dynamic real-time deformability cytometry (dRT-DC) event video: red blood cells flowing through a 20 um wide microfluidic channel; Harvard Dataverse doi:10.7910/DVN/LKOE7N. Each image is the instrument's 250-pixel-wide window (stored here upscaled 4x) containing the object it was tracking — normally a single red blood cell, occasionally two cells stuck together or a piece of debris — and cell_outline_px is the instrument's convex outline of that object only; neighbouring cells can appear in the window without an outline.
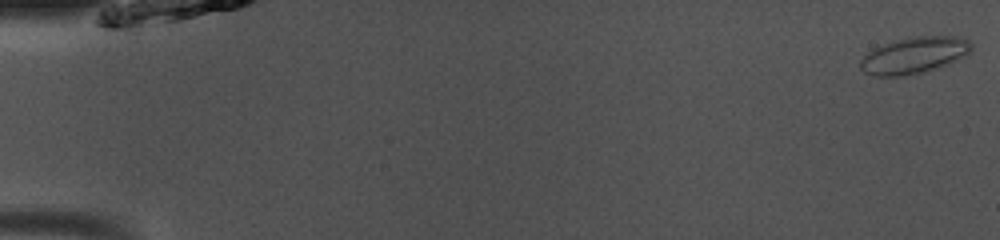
{"species": "common noctule bat (a hibernating species)", "species_latin": "Nyctalus noctula", "temperature_condition": "room temperature", "stored_images_in_passage": 50, "camera_frame_rate_fps": 3000, "um_per_image_px": 0.085, "animal": {"sex": "male", "body_mass_g": 13.0, "forearm_length_mm": 53.1}, "frame": {"image": 1, "passage_image": 1, "time_ms": 0.0, "image_size_px": [1000, 240], "cell_outline_px": [[972, 48], [964, 56], [948, 64], [936, 68], [904, 76], [872, 76], [864, 72], [860, 68], [860, 60], [868, 52], [876, 48], [908, 36], [952, 36], [968, 40], [972, 44]], "centroid_in_image_um": [77.69, 4.7], "position_along_channel_um": 7.3, "area_um2": 23.29}}
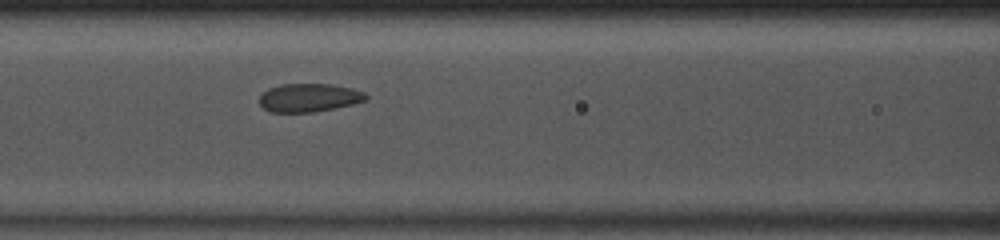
{"frame": {"image": 2, "passage_image": 22, "time_ms": 7.0, "image_size_px": [1000, 240], "cell_outline_px": [[368, 100], [352, 104], [312, 112], [272, 112], [264, 108], [260, 104], [260, 96], [268, 88], [280, 84], [332, 84], [352, 88], [364, 92], [368, 96]], "centroid_in_image_um": [26.28, 8.29], "position_along_channel_um": 140.3, "area_um2": 17.51}}
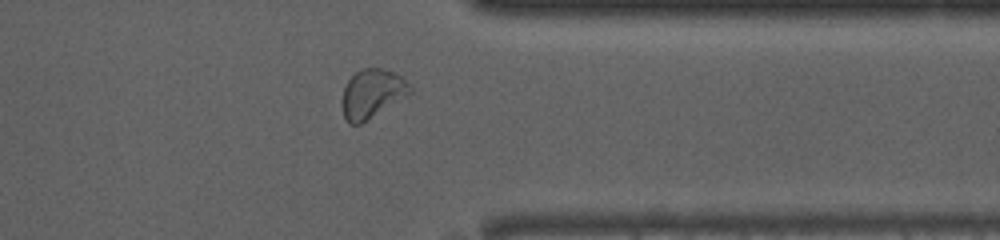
{"frame": {"image": 3, "passage_image": 40, "time_ms": 13.0, "image_size_px": [1000, 240], "cell_outline_px": [[412, 92], [360, 124], [348, 124], [344, 120], [340, 104], [344, 88], [348, 80], [360, 68], [380, 68], [392, 72], [400, 76], [412, 88]], "centroid_in_image_um": [31.56, 7.97], "position_along_channel_um": 379.8, "area_um2": 19.19}, "authors_computed_cell_mechanics": {"area_um2": 19.1607, "velocity_mm_per_s": 4.0474, "shape_relaxation_time_tau1_ms": 10.9904, "shape_relaxation_time_tau2_ms": 1.2601, "deformation_change_tau1": 0.1515, "deformation_change_tau2": 0.0437}}